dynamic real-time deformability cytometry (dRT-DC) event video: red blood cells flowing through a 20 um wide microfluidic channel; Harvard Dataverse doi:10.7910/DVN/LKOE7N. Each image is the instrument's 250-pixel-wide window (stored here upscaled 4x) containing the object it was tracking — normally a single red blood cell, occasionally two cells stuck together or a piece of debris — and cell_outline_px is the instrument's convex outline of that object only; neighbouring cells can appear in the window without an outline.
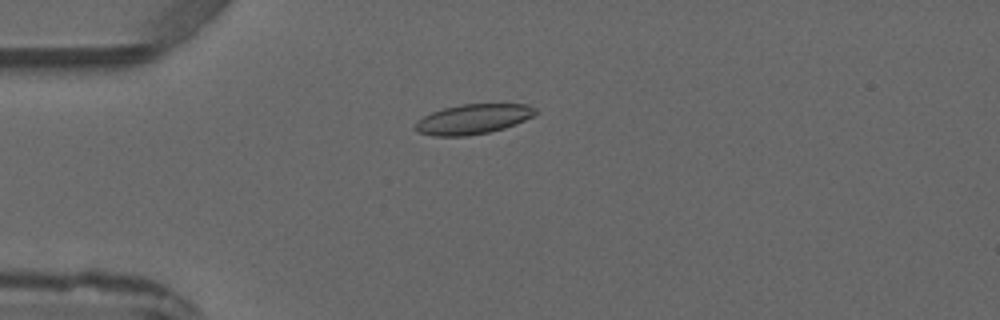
{"species": "common noctule bat (a hibernating species)", "species_latin": "Nyctalus noctula", "temperature_condition": "warm", "stored_images_in_passage": 1, "camera_frame_rate_fps": 3000, "um_per_image_px": 0.085, "animal": {"sex": "male", "forearm_length_mm": 52.5}, "frame": {"image": 1, "passage_image": 1, "time_ms": 0.0, "image_size_px": [1000, 320], "cell_outline_px": [[540, 112], [516, 124], [504, 128], [488, 132], [468, 136], [436, 136], [420, 132], [412, 128], [416, 120], [432, 112], [444, 108], [460, 104], [528, 104], [536, 108]], "centroid_in_image_um": [40.21, 10.12], "position_along_channel_um": 44.8, "area_um2": 21.04}}